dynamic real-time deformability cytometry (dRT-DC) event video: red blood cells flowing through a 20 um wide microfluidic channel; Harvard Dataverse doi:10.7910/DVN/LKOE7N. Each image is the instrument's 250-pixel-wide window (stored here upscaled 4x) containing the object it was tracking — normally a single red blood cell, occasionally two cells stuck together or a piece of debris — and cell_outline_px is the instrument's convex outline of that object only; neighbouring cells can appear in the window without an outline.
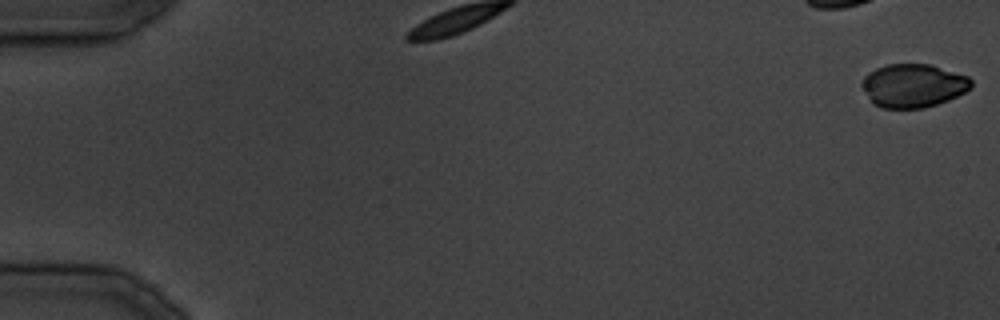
{"species": "common noctule bat (a hibernating species)", "species_latin": "Nyctalus noctula", "temperature_condition": "cold", "stored_images_in_passage": 19, "camera_frame_rate_fps": 3000, "um_per_image_px": 0.085, "animal": {"sex": "male", "body_mass_g": 19.5, "forearm_length_mm": 54.6}, "frame": {"image": 1, "passage_image": 1, "time_ms": 0.0, "image_size_px": [1000, 320], "cell_outline_px": [[972, 88], [948, 100], [924, 108], [880, 108], [872, 104], [860, 84], [864, 76], [868, 72], [876, 68], [888, 64], [932, 64], [968, 76], [972, 80]], "centroid_in_image_um": [77.61, 7.27], "position_along_channel_um": 7.4, "area_um2": 27.92}}
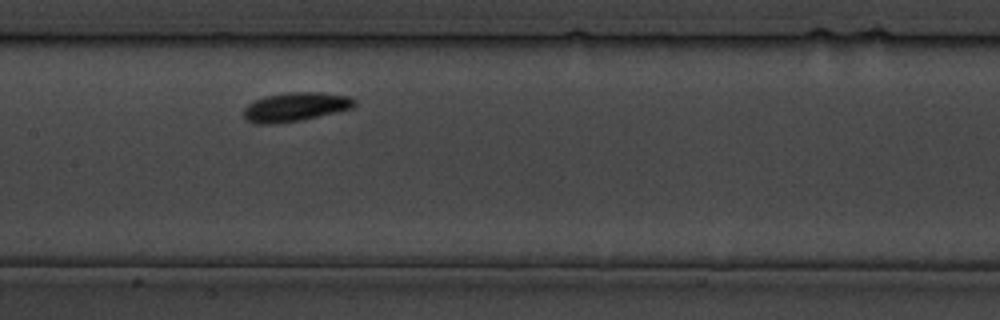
{"frame": {"image": 2, "passage_image": 10, "time_ms": 11.0, "image_size_px": [1000, 320], "cell_outline_px": [[356, 104], [352, 108], [336, 112], [300, 120], [276, 124], [256, 124], [248, 120], [244, 116], [244, 108], [248, 104], [264, 96], [288, 92], [320, 92], [352, 96], [356, 100]], "centroid_in_image_um": [25.13, 9.08], "position_along_channel_um": 182.3, "area_um2": 18.73}}
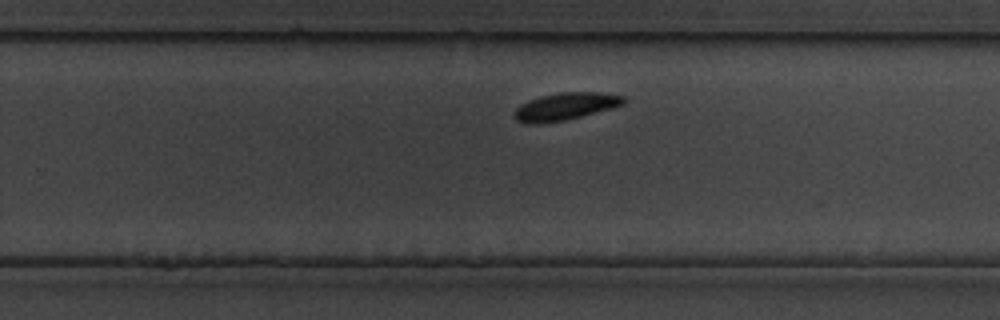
{"frame": {"image": 3, "passage_image": 16, "time_ms": 17.667, "image_size_px": [1000, 320], "cell_outline_px": [[624, 104], [612, 108], [564, 120], [540, 124], [524, 124], [516, 120], [512, 116], [512, 112], [520, 104], [540, 96], [560, 92], [600, 92], [624, 96]], "centroid_in_image_um": [47.98, 9.05], "position_along_channel_um": 281.8, "area_um2": 17.51}}